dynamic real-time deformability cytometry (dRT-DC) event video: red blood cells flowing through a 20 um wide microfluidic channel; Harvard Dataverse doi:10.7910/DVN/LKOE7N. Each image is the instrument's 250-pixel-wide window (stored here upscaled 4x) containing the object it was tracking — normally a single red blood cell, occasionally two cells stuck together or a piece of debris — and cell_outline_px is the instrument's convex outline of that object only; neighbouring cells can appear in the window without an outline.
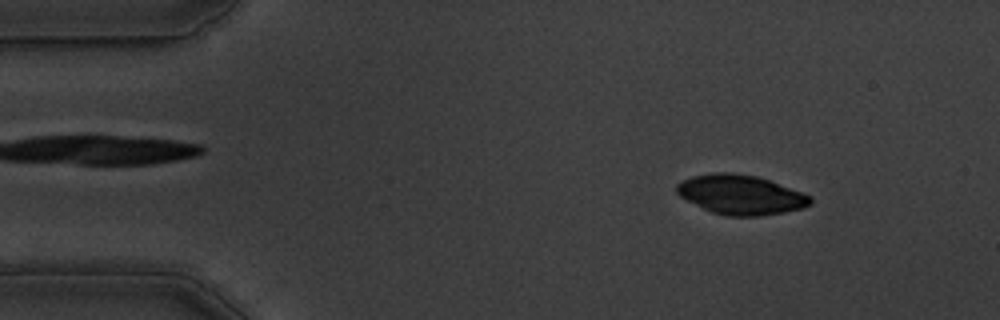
{"species": "common noctule bat (a hibernating species)", "species_latin": "Nyctalus noctula", "temperature_condition": "warm", "stored_images_in_passage": 53, "camera_frame_rate_fps": 3000, "um_per_image_px": 0.085, "animal": {"sex": "male", "body_mass_g": 19.5, "forearm_length_mm": 54.6}, "frame": {"image": 1, "passage_image": 6, "time_ms": 1.667, "image_size_px": [1000, 320], "cell_outline_px": [[812, 204], [804, 208], [784, 212], [760, 216], [724, 216], [712, 212], [680, 196], [676, 192], [676, 184], [680, 180], [692, 176], [712, 172], [732, 172], [756, 176], [768, 180], [812, 196]], "centroid_in_image_um": [62.95, 16.54], "position_along_channel_um": 22.0, "area_um2": 30.81}}
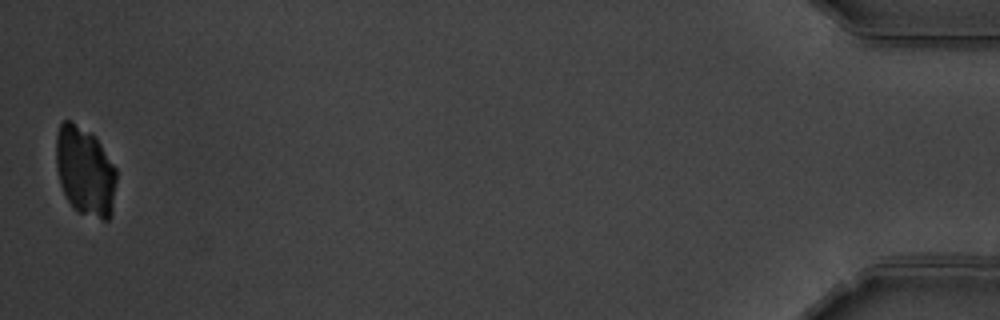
{"frame": {"image": 2, "passage_image": 53, "time_ms": 17.333, "image_size_px": [1000, 320], "cell_outline_px": [[116, 180], [112, 212], [108, 220], [100, 220], [80, 212], [68, 200], [60, 184], [56, 168], [56, 136], [60, 124], [64, 120], [72, 120], [92, 132], [96, 136], [116, 168]], "centroid_in_image_um": [7.23, 14.51], "position_along_channel_um": 428.0, "area_um2": 31.62}}